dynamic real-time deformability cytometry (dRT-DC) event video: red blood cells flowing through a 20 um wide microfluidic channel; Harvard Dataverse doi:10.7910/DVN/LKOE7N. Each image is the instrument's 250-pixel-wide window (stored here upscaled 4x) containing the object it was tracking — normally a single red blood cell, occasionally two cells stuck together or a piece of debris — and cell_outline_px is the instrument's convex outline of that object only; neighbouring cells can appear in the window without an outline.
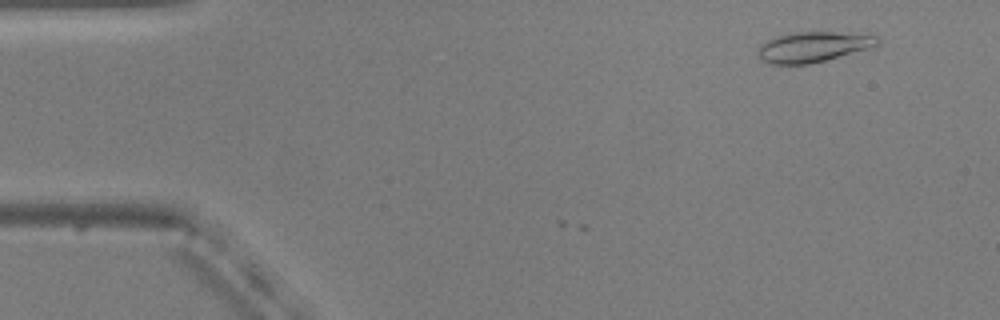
{"species": "common noctule bat (a hibernating species)", "species_latin": "Nyctalus noctula", "temperature_condition": "warm", "stored_images_in_passage": 7, "camera_frame_rate_fps": 3000, "um_per_image_px": 0.085, "animal": {"sex": "male", "body_mass_g": 20.5, "forearm_length_mm": 52.5}, "frame": {"image": 1, "passage_image": 1, "time_ms": 0.0, "image_size_px": [1000, 320], "cell_outline_px": [[880, 40], [876, 44], [864, 48], [824, 60], [808, 64], [768, 64], [756, 52], [760, 44], [776, 36], [796, 32], [832, 32], [876, 36]], "centroid_in_image_um": [68.99, 3.98], "position_along_channel_um": 16.0, "area_um2": 20.35}}